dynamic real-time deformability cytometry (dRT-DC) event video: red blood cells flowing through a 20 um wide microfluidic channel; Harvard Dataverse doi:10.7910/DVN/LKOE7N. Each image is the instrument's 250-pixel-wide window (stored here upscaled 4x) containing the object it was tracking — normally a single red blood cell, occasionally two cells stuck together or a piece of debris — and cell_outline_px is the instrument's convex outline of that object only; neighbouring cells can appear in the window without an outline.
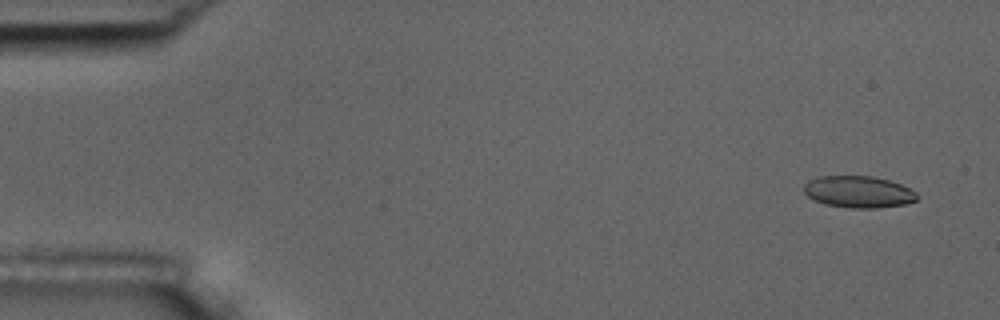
{"species": "common noctule bat (a hibernating species)", "species_latin": "Nyctalus noctula", "temperature_condition": "room temperature", "stored_images_in_passage": 54, "camera_frame_rate_fps": 3000, "um_per_image_px": 0.085, "animal": {"sex": "male", "body_mass_g": 17.5, "forearm_length_mm": 52.3}, "frame": {"image": 1, "passage_image": 3, "time_ms": 0.667, "image_size_px": [1000, 320], "cell_outline_px": [[916, 200], [904, 204], [876, 208], [852, 208], [824, 204], [808, 196], [804, 192], [804, 184], [808, 180], [820, 176], [872, 176], [888, 180], [900, 184], [916, 192]], "centroid_in_image_um": [72.94, 16.3], "position_along_channel_um": 12.1, "area_um2": 20.75}}
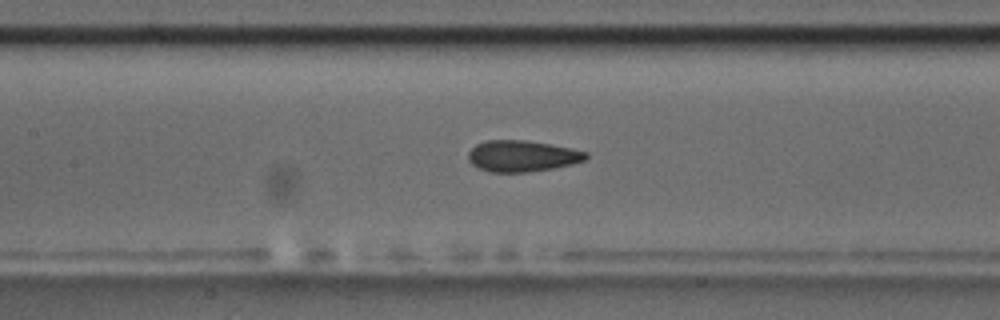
{"frame": {"image": 2, "passage_image": 25, "time_ms": 8.0, "image_size_px": [1000, 320], "cell_outline_px": [[588, 156], [584, 160], [572, 164], [552, 168], [528, 172], [488, 172], [472, 164], [468, 160], [468, 152], [476, 144], [484, 140], [524, 140], [552, 144], [588, 152]], "centroid_in_image_um": [44.36, 13.25], "position_along_channel_um": 163.0, "area_um2": 21.44}}
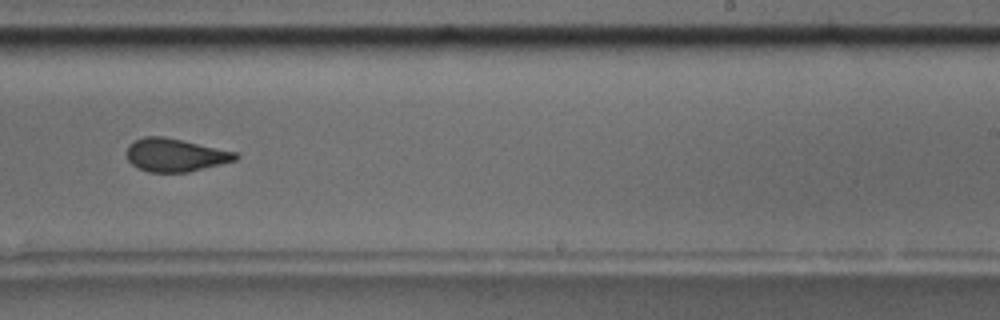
{"frame": {"image": 3, "passage_image": 34, "time_ms": 11.0, "image_size_px": [1000, 320], "cell_outline_px": [[240, 156], [236, 160], [188, 172], [148, 172], [132, 164], [128, 160], [128, 144], [132, 140], [144, 136], [164, 136], [236, 152]], "centroid_in_image_um": [14.88, 13.17], "position_along_channel_um": 274.1, "area_um2": 20.87}, "authors_computed_cell_mechanics": {"area_um2": 21.6461, "velocity_mm_per_s": 3.7221, "shape_relaxation_time_tau1_ms": null, "shape_relaxation_time_tau2_ms": 1.5895, "deformation_change_tau1": null, "deformation_change_tau2": 0.0742}}